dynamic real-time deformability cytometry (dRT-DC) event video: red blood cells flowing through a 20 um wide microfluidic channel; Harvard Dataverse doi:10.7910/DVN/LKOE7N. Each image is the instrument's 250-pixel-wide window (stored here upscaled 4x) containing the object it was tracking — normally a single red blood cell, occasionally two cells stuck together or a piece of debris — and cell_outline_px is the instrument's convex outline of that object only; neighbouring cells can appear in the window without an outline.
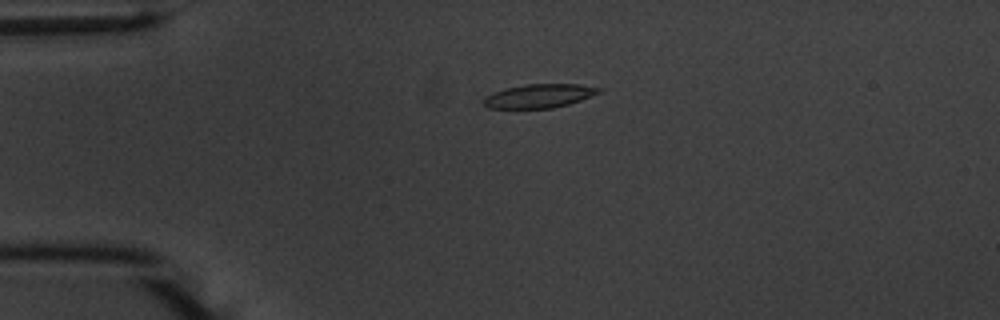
{"species": "common noctule bat (a hibernating species)", "species_latin": "Nyctalus noctula", "temperature_condition": "warm", "stored_images_in_passage": 47, "camera_frame_rate_fps": 3000, "um_per_image_px": 0.085, "animal": {"sex": "male", "body_mass_g": 20.1, "forearm_length_mm": 53.5}, "frame": {"image": 1, "passage_image": 5, "time_ms": 1.333, "image_size_px": [1000, 320], "cell_outline_px": [[604, 88], [600, 92], [580, 100], [568, 104], [552, 108], [488, 108], [484, 104], [484, 96], [504, 88], [524, 84], [576, 84]], "centroid_in_image_um": [45.81, 8.14], "position_along_channel_um": 39.2, "area_um2": 15.9}}
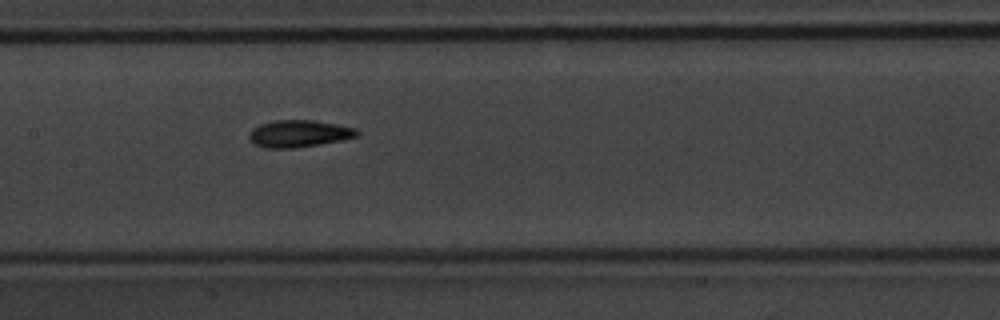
{"frame": {"image": 2, "passage_image": 19, "time_ms": 6.0, "image_size_px": [1000, 320], "cell_outline_px": [[360, 132], [356, 136], [340, 140], [292, 148], [264, 148], [256, 144], [248, 136], [252, 128], [260, 124], [276, 120], [312, 120], [336, 124], [356, 128]], "centroid_in_image_um": [25.39, 11.34], "position_along_channel_um": 182.0, "area_um2": 16.7}}
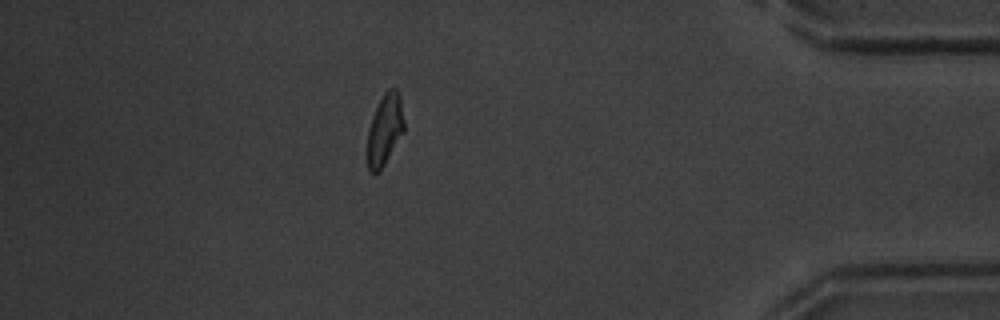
{"frame": {"image": 3, "passage_image": 40, "time_ms": 13.0, "image_size_px": [1000, 320], "cell_outline_px": [[404, 132], [380, 172], [368, 172], [368, 128], [372, 116], [384, 92], [388, 88], [396, 88], [400, 92], [404, 120]], "centroid_in_image_um": [32.73, 11.0], "position_along_channel_um": 402.5, "area_um2": 15.37}, "authors_computed_cell_mechanics": {"area_um2": 15.895, "velocity_mm_per_s": 3.7264, "shape_relaxation_time_tau1_ms": 3.3167, "shape_relaxation_time_tau2_ms": 2.1905, "deformation_change_tau1": 0.1694, "deformation_change_tau2": 0.0856}}